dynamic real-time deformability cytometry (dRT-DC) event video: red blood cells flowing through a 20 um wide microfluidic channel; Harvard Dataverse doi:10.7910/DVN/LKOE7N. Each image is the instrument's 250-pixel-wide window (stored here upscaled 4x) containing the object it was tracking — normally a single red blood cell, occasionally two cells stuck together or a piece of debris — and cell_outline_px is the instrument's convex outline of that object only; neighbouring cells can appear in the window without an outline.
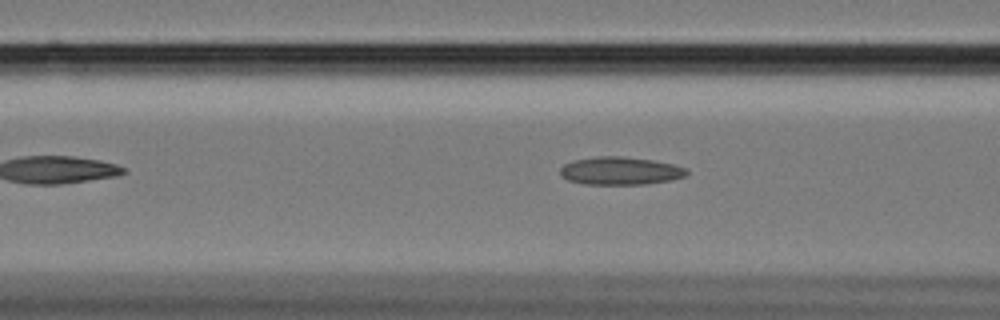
{"species": "Egyptian fruit bat (a non-hibernating species)", "species_latin": "Rousettus aegyptiacus", "temperature_condition": "cold", "stored_images_in_passage": 38, "camera_frame_rate_fps": 3000, "um_per_image_px": 0.085, "animal": {"sex": "female"}, "frame": {"image": 1, "passage_image": 11, "time_ms": 3.333, "image_size_px": [1000, 320], "cell_outline_px": [[688, 176], [672, 180], [648, 184], [584, 184], [568, 180], [560, 176], [560, 168], [564, 164], [572, 160], [596, 156], [620, 156], [652, 160], [676, 164], [688, 168]], "centroid_in_image_um": [52.76, 14.52], "position_along_channel_um": 113.8, "area_um2": 20.92}}
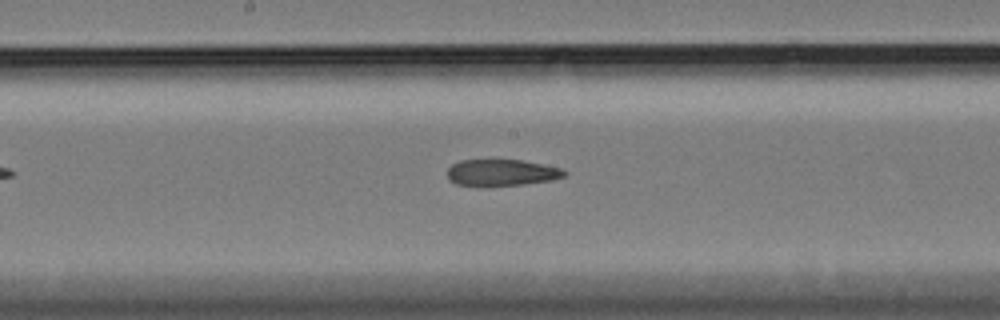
{"frame": {"image": 2, "passage_image": 19, "time_ms": 6.0, "image_size_px": [1000, 320], "cell_outline_px": [[568, 172], [564, 176], [552, 180], [524, 184], [456, 184], [448, 180], [448, 168], [452, 164], [460, 160], [520, 160], [560, 168]], "centroid_in_image_um": [42.64, 14.65], "position_along_channel_um": 205.6, "area_um2": 17.46}}
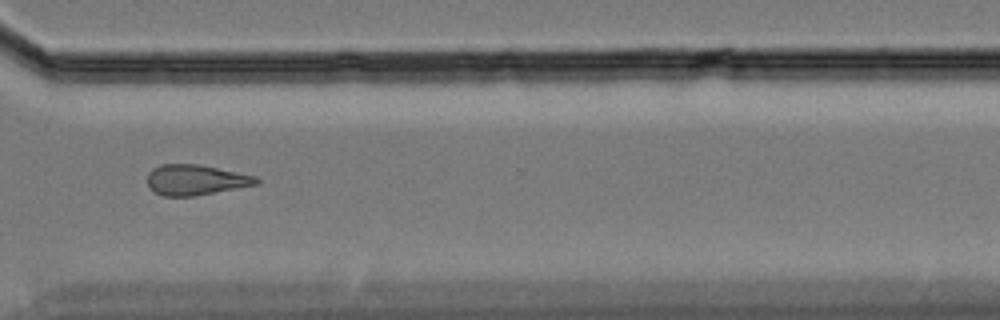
{"frame": {"image": 3, "passage_image": 32, "time_ms": 10.333, "image_size_px": [1000, 320], "cell_outline_px": [[260, 184], [192, 196], [164, 196], [156, 192], [148, 184], [148, 172], [152, 168], [160, 164], [200, 164], [256, 176], [260, 180]], "centroid_in_image_um": [16.65, 15.27], "position_along_channel_um": 354.0, "area_um2": 19.25}, "authors_computed_cell_mechanics": {"area_um2": 19.652, "velocity_mm_per_s": 3.4219, "shape_relaxation_time_tau1_ms": null, "shape_relaxation_time_tau2_ms": 10.8412, "deformation_change_tau1": null, "deformation_change_tau2": 0.2373}}